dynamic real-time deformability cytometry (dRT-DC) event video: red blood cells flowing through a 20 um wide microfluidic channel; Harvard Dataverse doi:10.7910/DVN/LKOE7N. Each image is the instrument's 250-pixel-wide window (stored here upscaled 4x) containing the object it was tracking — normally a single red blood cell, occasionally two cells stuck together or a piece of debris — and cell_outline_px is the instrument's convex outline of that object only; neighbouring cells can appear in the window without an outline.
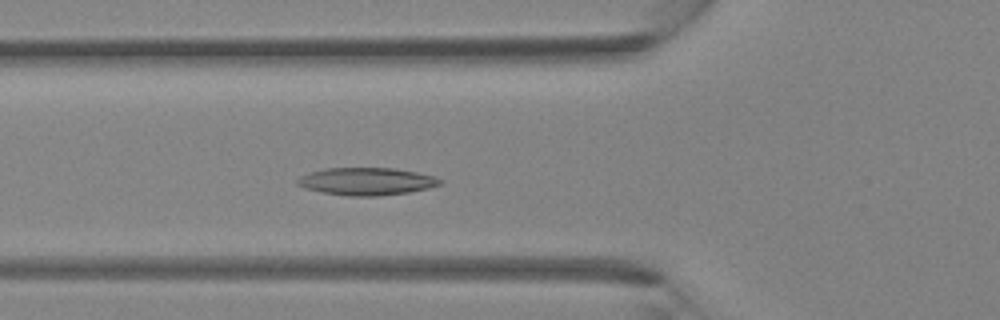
{"species": "Egyptian fruit bat (a non-hibernating species)", "species_latin": "Rousettus aegyptiacus", "temperature_condition": "room temperature", "stored_images_in_passage": 40, "segment_of_instrument_passage": [1, 2], "camera_frame_rate_fps": 3000, "um_per_image_px": 0.085, "animal": {"sex": "female"}, "frame": {"image": 1, "passage_image": 13, "time_ms": 4.0, "image_size_px": [1000, 320], "cell_outline_px": [[444, 184], [428, 188], [408, 192], [376, 196], [348, 196], [324, 192], [304, 188], [296, 184], [296, 180], [300, 176], [324, 168], [392, 168], [416, 172], [436, 176], [444, 180]], "centroid_in_image_um": [31.2, 15.41], "position_along_channel_um": 94.6, "area_um2": 22.89}}
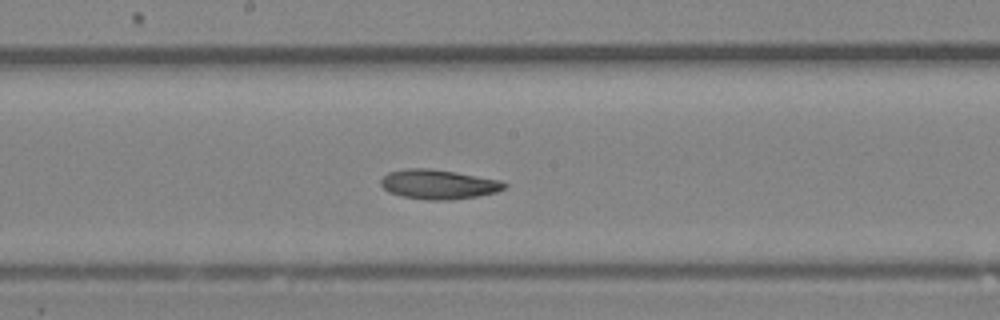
{"frame": {"image": 2, "passage_image": 20, "time_ms": 6.333, "image_size_px": [1000, 320], "cell_outline_px": [[508, 184], [504, 188], [496, 192], [476, 196], [452, 200], [428, 200], [404, 196], [388, 192], [380, 184], [380, 180], [388, 172], [404, 168], [432, 168], [456, 172], [500, 180]], "centroid_in_image_um": [37.25, 15.66], "position_along_channel_um": 210.9, "area_um2": 21.27}}
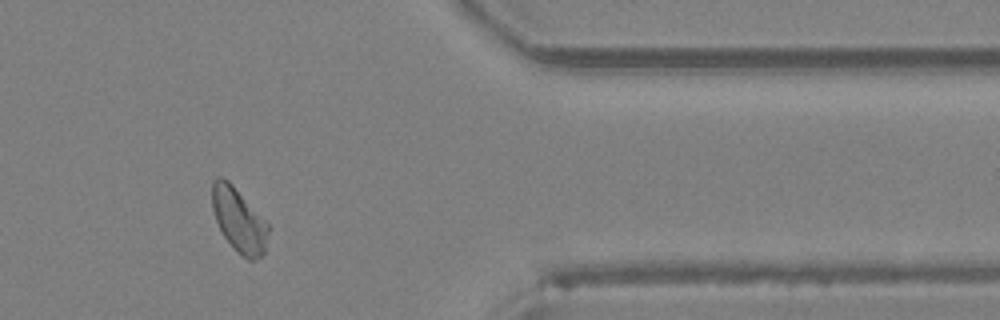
{"frame": {"image": 3, "passage_image": 32, "time_ms": 10.333, "image_size_px": [1000, 320], "cell_outline_px": [[268, 232], [264, 252], [260, 256], [252, 260], [248, 260], [236, 252], [224, 236], [216, 220], [212, 208], [212, 180], [216, 176], [224, 176], [232, 184], [268, 224]], "centroid_in_image_um": [20.27, 18.68], "position_along_channel_um": 391.1, "area_um2": 20.69}}